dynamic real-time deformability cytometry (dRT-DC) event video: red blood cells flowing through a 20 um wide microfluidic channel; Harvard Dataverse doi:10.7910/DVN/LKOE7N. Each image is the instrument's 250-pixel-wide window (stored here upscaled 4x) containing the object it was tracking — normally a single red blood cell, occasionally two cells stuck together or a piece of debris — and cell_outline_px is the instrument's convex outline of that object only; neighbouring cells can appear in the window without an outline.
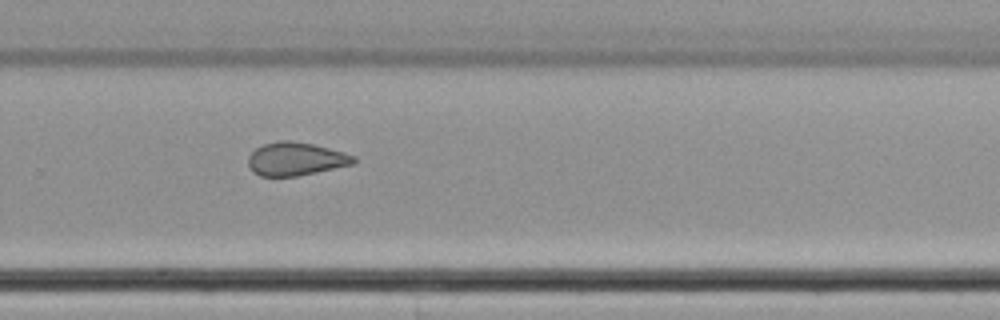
{"species": "common noctule bat (a hibernating species)", "species_latin": "Nyctalus noctula", "temperature_condition": "cold", "stored_images_in_passage": 39, "segment_of_instrument_passage": [2, 2], "camera_frame_rate_fps": 3000, "um_per_image_px": 0.085, "animal": {"sex": "female", "body_mass_g": 22.7, "forearm_length_mm": 54.2}, "frame": {"image": 1, "passage_image": 35, "time_ms": 11.333, "image_size_px": [1000, 320], "cell_outline_px": [[264, 288], [160, 292], [128, 288], [160, 272], [164, 272]], "centroid_in_image_um": [15.66, 24.13], "position_along_channel_um": 314.1, "area_um2": 10.06}}